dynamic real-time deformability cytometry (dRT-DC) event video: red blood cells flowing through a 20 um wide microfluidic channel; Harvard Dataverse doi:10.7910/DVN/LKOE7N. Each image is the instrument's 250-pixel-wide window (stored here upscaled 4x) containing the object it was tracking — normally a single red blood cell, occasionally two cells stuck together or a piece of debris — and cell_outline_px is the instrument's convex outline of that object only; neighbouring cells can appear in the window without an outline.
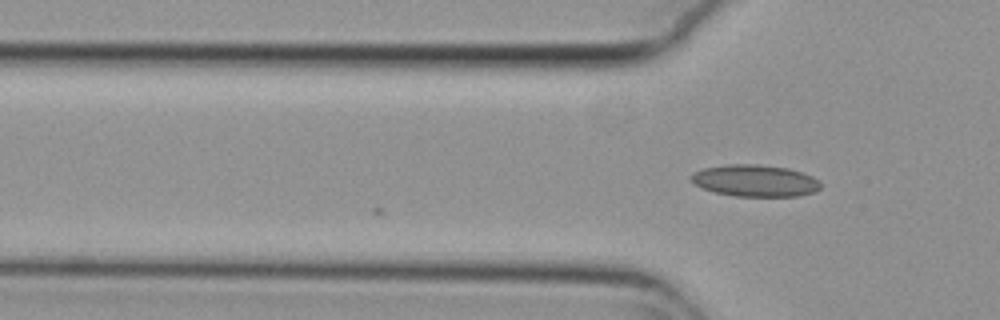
{"species": "common noctule bat (a hibernating species)", "species_latin": "Nyctalus noctula", "temperature_condition": "cold", "stored_images_in_passage": 16, "camera_frame_rate_fps": 3000, "um_per_image_px": 0.085, "animal": {"sex": "female", "body_mass_g": 29.2, "forearm_length_mm": 56.3}, "frame": {"image": 1, "passage_image": 16, "time_ms": 5.0, "image_size_px": [1000, 320], "cell_outline_px": [[820, 188], [816, 192], [800, 196], [736, 196], [716, 192], [692, 184], [692, 172], [704, 168], [728, 164], [756, 164], [788, 168], [812, 176], [820, 180]], "centroid_in_image_um": [64.21, 15.36], "position_along_channel_um": 61.6, "area_um2": 23.99}}